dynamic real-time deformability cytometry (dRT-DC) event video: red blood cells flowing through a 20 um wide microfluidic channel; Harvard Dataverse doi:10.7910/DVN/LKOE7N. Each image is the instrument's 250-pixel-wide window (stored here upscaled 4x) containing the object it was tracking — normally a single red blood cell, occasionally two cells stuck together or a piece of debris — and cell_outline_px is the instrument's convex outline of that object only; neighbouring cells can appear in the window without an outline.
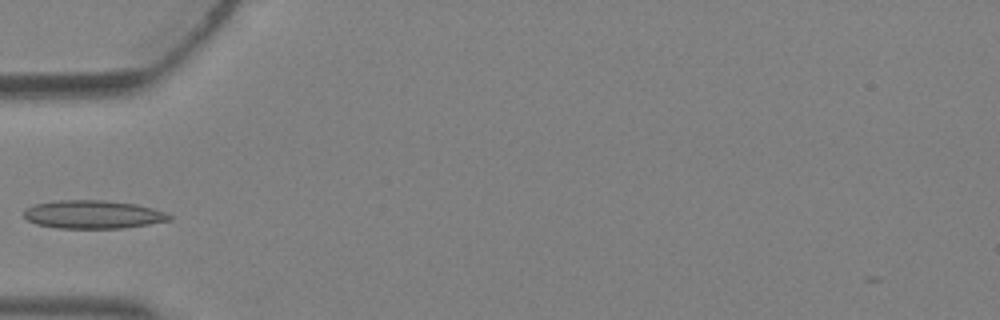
{"species": "Egyptian fruit bat (a non-hibernating species)", "species_latin": "Rousettus aegyptiacus", "temperature_condition": "warm", "stored_images_in_passage": 4, "camera_frame_rate_fps": 3000, "um_per_image_px": 0.085, "animal": {"sex": "female"}, "frame": {"image": 1, "passage_image": 4, "time_ms": 1.0, "image_size_px": [1000, 320], "cell_outline_px": [[172, 220], [124, 228], [56, 228], [36, 224], [28, 220], [24, 216], [24, 208], [32, 204], [52, 200], [104, 200], [136, 204], [152, 208], [164, 212], [172, 216]], "centroid_in_image_um": [7.86, 18.22], "position_along_channel_um": 77.1, "area_um2": 24.16}}